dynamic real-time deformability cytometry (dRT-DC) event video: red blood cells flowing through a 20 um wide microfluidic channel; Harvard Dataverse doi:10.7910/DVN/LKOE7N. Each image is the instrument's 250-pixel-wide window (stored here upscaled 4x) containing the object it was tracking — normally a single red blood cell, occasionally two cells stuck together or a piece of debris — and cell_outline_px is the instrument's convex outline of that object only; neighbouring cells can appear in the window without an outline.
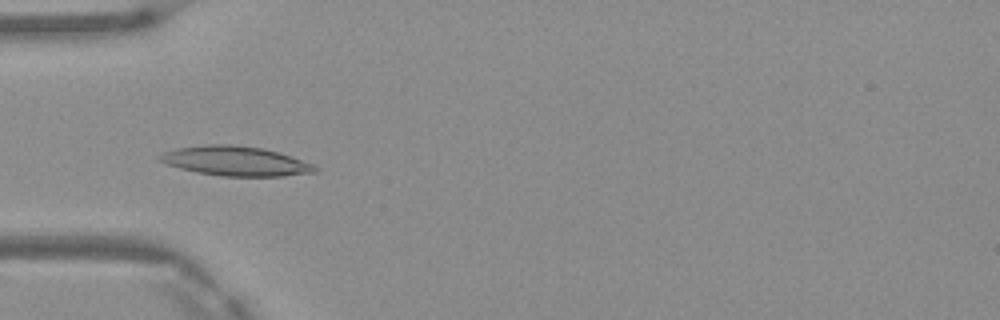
{"species": "Egyptian fruit bat (a non-hibernating species)", "species_latin": "Rousettus aegyptiacus", "temperature_condition": "warm", "stored_images_in_passage": 3, "camera_frame_rate_fps": 3000, "um_per_image_px": 0.085, "frame": {"image": 1, "passage_image": 3, "time_ms": 0.667, "image_size_px": [1000, 320], "cell_outline_px": [[320, 168], [316, 172], [284, 176], [220, 176], [196, 172], [164, 164], [156, 160], [156, 156], [164, 152], [176, 148], [208, 144], [232, 144], [264, 148], [280, 152], [312, 164]], "centroid_in_image_um": [19.98, 13.68], "position_along_channel_um": 65.0, "area_um2": 27.05}}